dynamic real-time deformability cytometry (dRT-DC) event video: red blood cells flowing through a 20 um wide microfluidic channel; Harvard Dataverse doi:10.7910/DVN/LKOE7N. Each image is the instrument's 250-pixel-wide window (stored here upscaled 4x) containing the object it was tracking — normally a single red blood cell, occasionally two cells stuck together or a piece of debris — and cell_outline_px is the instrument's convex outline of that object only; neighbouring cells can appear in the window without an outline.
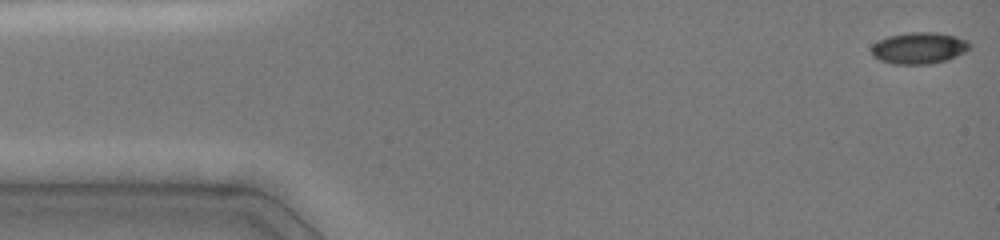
{"species": "common noctule bat (a hibernating species)", "species_latin": "Nyctalus noctula", "temperature_condition": "cold", "stored_images_in_passage": 34, "camera_frame_rate_fps": 3000, "um_per_image_px": 0.085, "animal": {"sex": "female", "body_mass_g": 19.0, "forearm_length_mm": 51.5}, "frame": {"image": 1, "passage_image": 1, "time_ms": 0.0, "image_size_px": [1000, 240], "cell_outline_px": [[972, 48], [948, 60], [932, 64], [892, 64], [880, 60], [872, 56], [872, 44], [888, 36], [908, 32], [936, 32], [956, 36], [968, 40], [972, 44]], "centroid_in_image_um": [78.15, 4.08], "position_along_channel_um": 6.8, "area_um2": 18.32}}
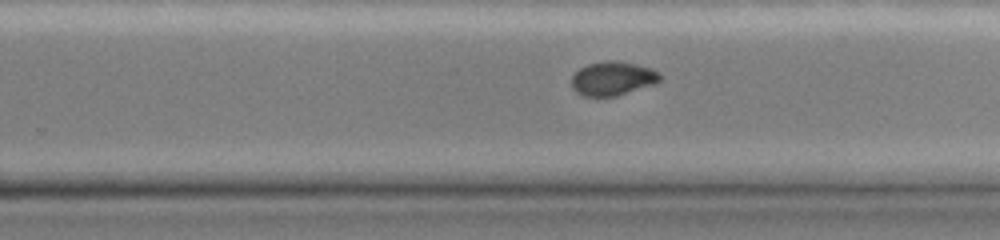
{"frame": {"image": 2, "passage_image": 24, "time_ms": 9.667, "image_size_px": [1000, 240], "cell_outline_px": [[660, 80], [656, 84], [616, 96], [584, 96], [576, 92], [572, 88], [572, 76], [580, 68], [588, 64], [604, 60], [616, 60], [636, 64], [652, 68], [660, 72]], "centroid_in_image_um": [52.1, 6.66], "position_along_channel_um": 277.7, "area_um2": 17.63}}
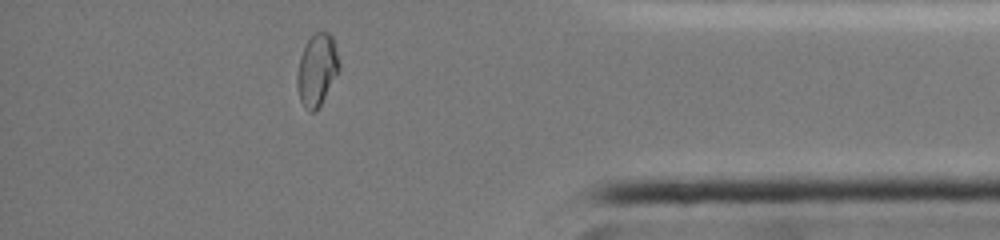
{"frame": {"image": 3, "passage_image": 31, "time_ms": 13.333, "image_size_px": [1000, 240], "cell_outline_px": [[340, 68], [320, 104], [312, 112], [308, 112], [304, 108], [300, 100], [296, 84], [296, 76], [300, 56], [308, 40], [316, 32], [328, 32], [332, 36], [340, 64]], "centroid_in_image_um": [26.92, 5.94], "position_along_channel_um": 408.3, "area_um2": 17.34}, "authors_computed_cell_mechanics": {"area_um2": 18.0625, "velocity_mm_per_s": 4.0363, "shape_relaxation_time_tau1_ms": 4.3848, "shape_relaxation_time_tau2_ms": null, "deformation_change_tau1": 0.1178, "deformation_change_tau2": null}}